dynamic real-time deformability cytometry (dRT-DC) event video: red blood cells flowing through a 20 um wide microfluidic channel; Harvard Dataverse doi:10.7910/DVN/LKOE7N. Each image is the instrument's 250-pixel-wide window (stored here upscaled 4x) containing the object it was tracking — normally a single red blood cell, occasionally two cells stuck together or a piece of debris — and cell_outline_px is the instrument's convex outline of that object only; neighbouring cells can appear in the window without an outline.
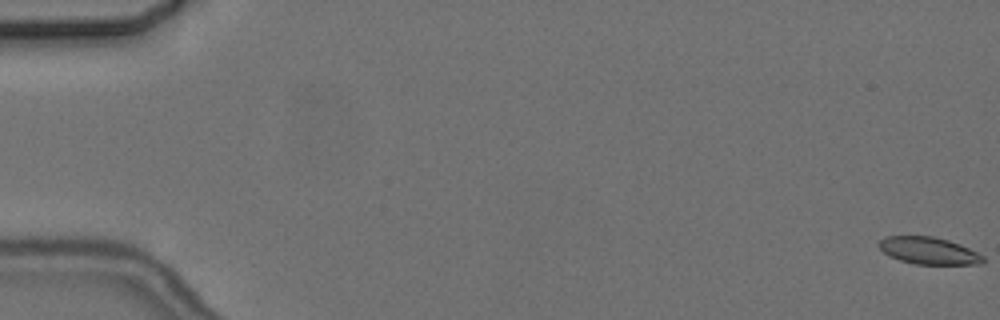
{"species": "common noctule bat (a hibernating species)", "species_latin": "Nyctalus noctula", "temperature_condition": "cold", "stored_images_in_passage": 5, "camera_frame_rate_fps": 3000, "um_per_image_px": 0.085, "animal": {"sex": "female", "body_mass_g": 24.6, "forearm_length_mm": 56.2}, "frame": {"image": 1, "passage_image": 1, "time_ms": 0.0, "image_size_px": [1000, 320], "cell_outline_px": [[984, 264], [916, 264], [900, 260], [884, 252], [876, 244], [884, 236], [932, 236], [948, 240], [960, 244], [984, 256]], "centroid_in_image_um": [78.94, 21.3], "position_along_channel_um": 6.1, "area_um2": 16.36}}
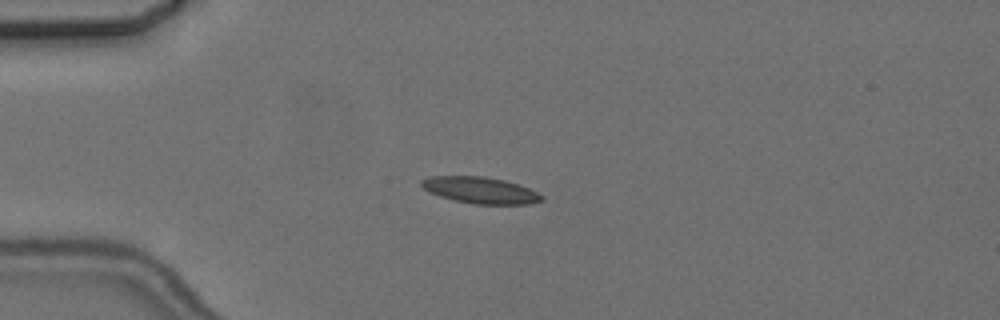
{"frame": {"image": 2, "passage_image": 5, "time_ms": 5.0, "image_size_px": [1000, 320], "cell_outline_px": [[544, 200], [528, 204], [472, 204], [440, 196], [428, 192], [420, 184], [420, 180], [432, 176], [484, 176], [504, 180], [528, 188], [544, 196]], "centroid_in_image_um": [40.81, 16.17], "position_along_channel_um": 44.2, "area_um2": 18.44}}